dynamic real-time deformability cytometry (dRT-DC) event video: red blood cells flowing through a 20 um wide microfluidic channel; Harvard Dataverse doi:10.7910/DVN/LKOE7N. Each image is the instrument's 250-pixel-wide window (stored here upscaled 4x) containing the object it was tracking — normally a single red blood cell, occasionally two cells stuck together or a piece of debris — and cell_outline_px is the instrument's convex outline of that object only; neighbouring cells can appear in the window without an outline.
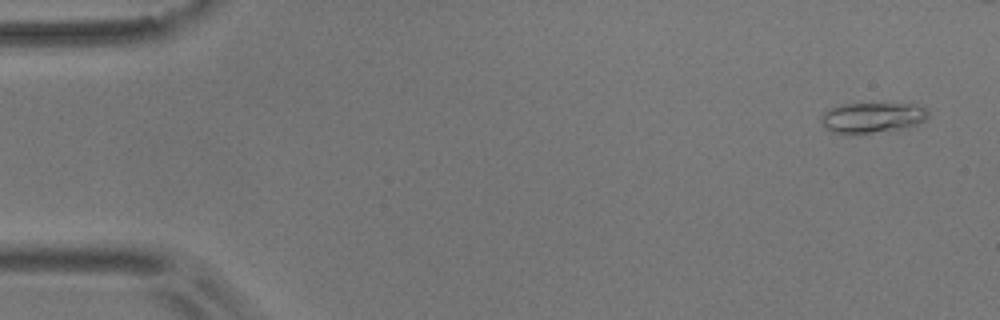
{"species": "common noctule bat (a hibernating species)", "species_latin": "Nyctalus noctula", "temperature_condition": "room temperature", "stored_images_in_passage": 49, "camera_frame_rate_fps": 3000, "um_per_image_px": 0.085, "animal": {"sex": "male", "body_mass_g": 17.9}, "frame": {"image": 1, "passage_image": 3, "time_ms": 0.667, "image_size_px": [1000, 320], "cell_outline_px": [[928, 116], [924, 120], [916, 124], [904, 128], [888, 132], [844, 136], [832, 132], [820, 120], [820, 116], [828, 108], [840, 104], [916, 104], [928, 108]], "centroid_in_image_um": [74.12, 10.03], "position_along_channel_um": 10.9, "area_um2": 19.59}}
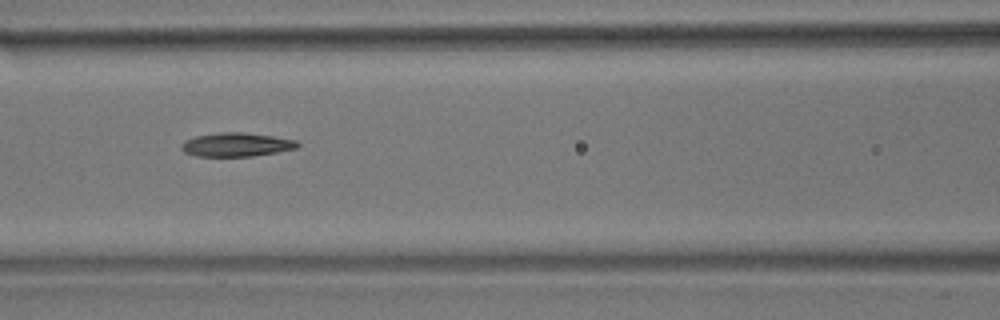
{"frame": {"image": 2, "passage_image": 24, "time_ms": 7.667, "image_size_px": [1000, 320], "cell_outline_px": [[300, 144], [296, 148], [276, 152], [252, 156], [196, 156], [184, 152], [180, 148], [180, 144], [184, 140], [196, 136], [220, 132], [244, 132], [272, 136], [296, 140]], "centroid_in_image_um": [20.05, 12.29], "position_along_channel_um": 146.5, "area_um2": 16.07}}
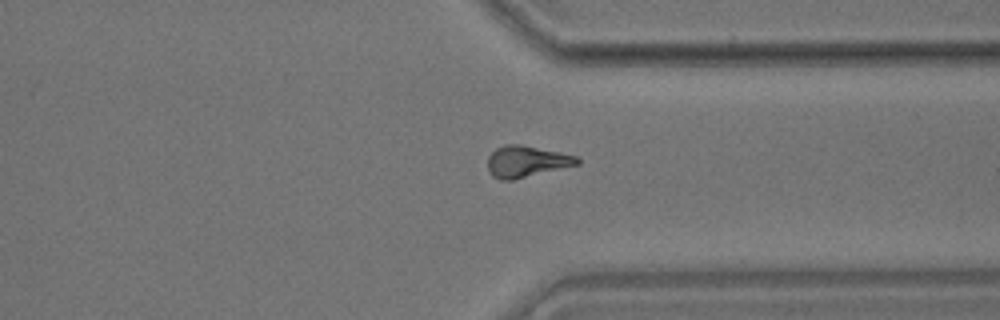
{"frame": {"image": 3, "passage_image": 42, "time_ms": 13.667, "image_size_px": [1000, 320], "cell_outline_px": [[580, 164], [512, 180], [500, 180], [492, 176], [488, 172], [488, 156], [496, 148], [504, 144], [520, 144], [576, 156], [580, 160]], "centroid_in_image_um": [44.71, 13.73], "position_along_channel_um": 366.7, "area_um2": 16.3}}